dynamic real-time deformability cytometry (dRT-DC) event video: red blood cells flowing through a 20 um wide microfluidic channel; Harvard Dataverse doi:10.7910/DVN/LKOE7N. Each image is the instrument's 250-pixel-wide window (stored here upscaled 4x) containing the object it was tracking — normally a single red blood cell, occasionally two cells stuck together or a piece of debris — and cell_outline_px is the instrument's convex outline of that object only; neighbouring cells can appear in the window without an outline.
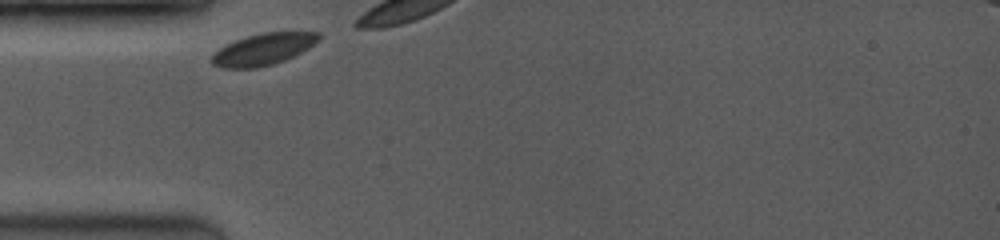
{"species": "common noctule bat (a hibernating species)", "species_latin": "Nyctalus noctula", "temperature_condition": "room temperature", "stored_images_in_passage": 4, "camera_frame_rate_fps": 3500, "um_per_image_px": 0.085, "animal": {"sex": "female", "body_mass_g": 19.0, "forearm_length_mm": 53.3}, "frame": {"image": 1, "passage_image": 1, "time_ms": 0.0, "image_size_px": [1000, 240], "cell_outline_px": [[320, 40], [308, 48], [284, 60], [272, 64], [256, 68], [220, 68], [212, 64], [212, 56], [220, 48], [236, 40], [248, 36], [264, 32], [320, 32]], "centroid_in_image_um": [22.39, 4.19], "position_along_channel_um": 62.6, "area_um2": 19.42}}